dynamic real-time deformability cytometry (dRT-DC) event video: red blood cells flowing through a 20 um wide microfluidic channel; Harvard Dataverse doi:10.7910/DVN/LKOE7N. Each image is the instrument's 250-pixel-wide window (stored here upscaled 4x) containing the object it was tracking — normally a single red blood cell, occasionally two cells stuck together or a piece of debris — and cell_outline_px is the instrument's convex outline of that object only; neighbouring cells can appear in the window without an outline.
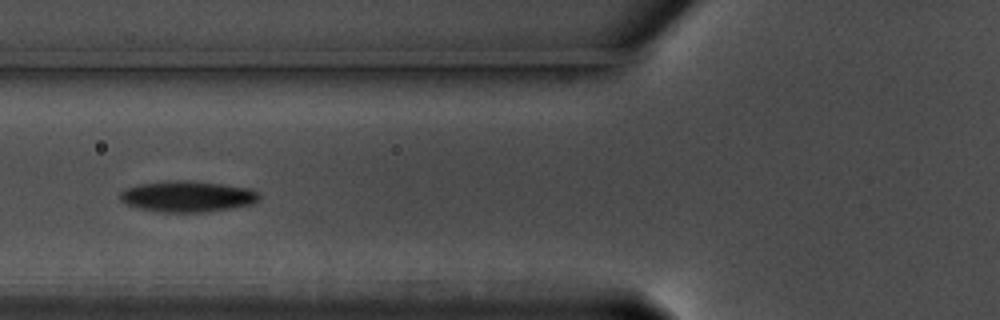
{"species": "common noctule bat (a hibernating species)", "species_latin": "Nyctalus noctula", "temperature_condition": "warm", "stored_images_in_passage": 56, "camera_frame_rate_fps": 3000, "um_per_image_px": 0.085, "animal": {"sex": "male", "body_mass_g": 17.5, "forearm_length_mm": 52.3}, "frame": {"image": 1, "passage_image": 20, "time_ms": 6.333, "image_size_px": [1000, 320], "cell_outline_px": [[260, 200], [252, 204], [232, 208], [204, 212], [160, 212], [140, 208], [128, 204], [120, 200], [120, 192], [124, 188], [140, 184], [172, 180], [180, 180], [220, 184], [248, 188], [260, 192]], "centroid_in_image_um": [15.95, 16.7], "position_along_channel_um": 109.9, "area_um2": 25.03}}
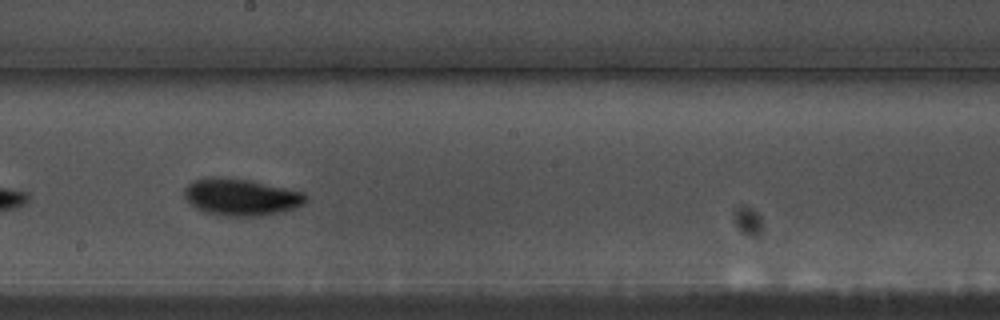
{"frame": {"image": 2, "passage_image": 30, "time_ms": 9.667, "image_size_px": [1000, 320], "cell_outline_px": [[308, 200], [304, 204], [296, 208], [284, 212], [260, 216], [224, 216], [204, 212], [196, 208], [184, 196], [184, 188], [188, 184], [204, 176], [248, 180], [304, 192], [308, 196]], "centroid_in_image_um": [20.52, 16.77], "position_along_channel_um": 227.7, "area_um2": 26.18}}
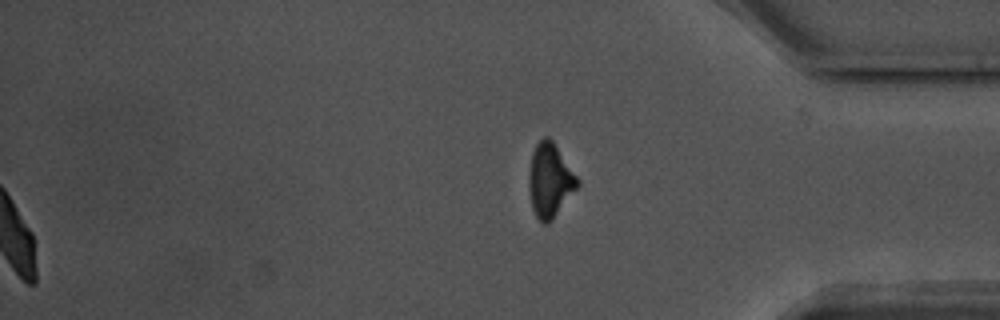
{"frame": {"image": 3, "passage_image": 56, "time_ms": 18.333, "image_size_px": [1000, 320], "cell_outline_px": [[580, 184], [552, 220], [548, 224], [544, 224], [536, 216], [532, 208], [528, 184], [528, 172], [532, 152], [536, 144], [544, 136], [548, 136], [552, 140], [580, 180]], "centroid_in_image_um": [46.73, 15.32], "position_along_channel_um": 388.5, "area_um2": 20.92}, "authors_computed_cell_mechanics": {"area_um2": 24.3049, "velocity_mm_per_s": 3.546, "shape_relaxation_time_tau1_ms": 2.3383, "shape_relaxation_time_tau2_ms": 6.8812, "deformation_change_tau1": 0.1281, "deformation_change_tau2": 0.1022}}